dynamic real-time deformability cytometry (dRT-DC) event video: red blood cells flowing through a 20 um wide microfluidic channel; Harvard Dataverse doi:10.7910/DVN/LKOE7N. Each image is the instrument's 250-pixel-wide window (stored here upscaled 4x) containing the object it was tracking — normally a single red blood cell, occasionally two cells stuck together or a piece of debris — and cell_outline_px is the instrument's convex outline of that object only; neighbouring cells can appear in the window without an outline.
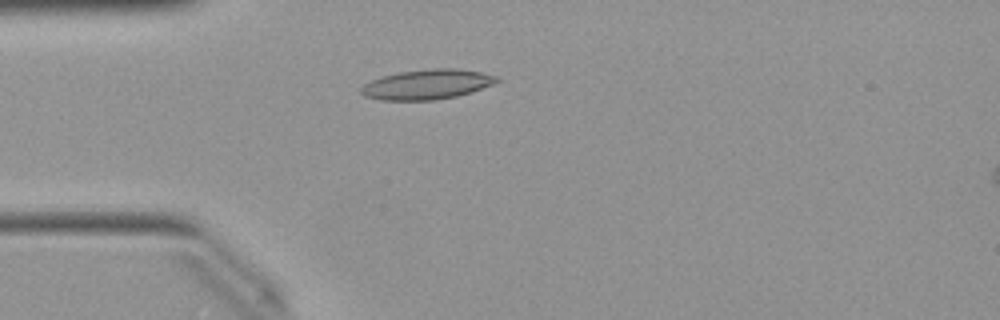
{"species": "Egyptian fruit bat (a non-hibernating species)", "species_latin": "Rousettus aegyptiacus", "temperature_condition": "warm", "stored_images_in_passage": 42, "camera_frame_rate_fps": 3000, "um_per_image_px": 0.085, "animal": {"sex": "female"}, "frame": {"image": 1, "passage_image": 5, "time_ms": 1.333, "image_size_px": [1000, 320], "cell_outline_px": [[500, 80], [492, 84], [456, 96], [432, 100], [380, 100], [364, 96], [360, 92], [360, 88], [364, 84], [372, 80], [384, 76], [400, 72], [432, 68], [452, 68], [480, 72], [496, 76]], "centroid_in_image_um": [36.25, 7.17], "position_along_channel_um": 48.8, "area_um2": 23.24}}
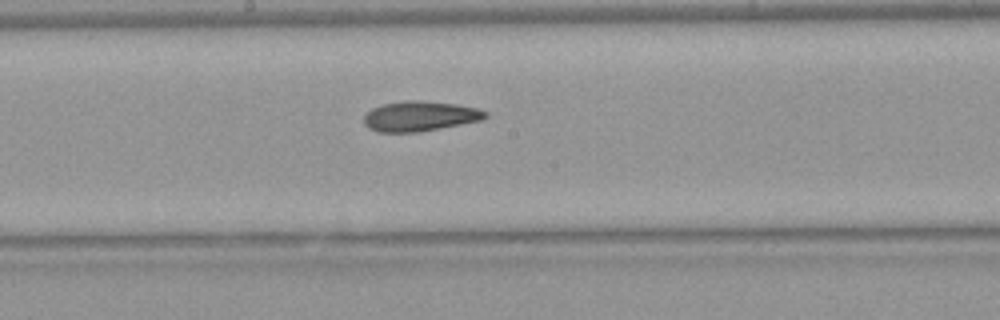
{"frame": {"image": 2, "passage_image": 18, "time_ms": 5.667, "image_size_px": [1000, 320], "cell_outline_px": [[488, 116], [480, 120], [440, 128], [416, 132], [376, 132], [368, 128], [364, 124], [364, 116], [372, 108], [384, 104], [408, 100], [420, 100], [456, 104], [476, 108], [488, 112]], "centroid_in_image_um": [35.67, 9.87], "position_along_channel_um": 212.5, "area_um2": 21.1}}
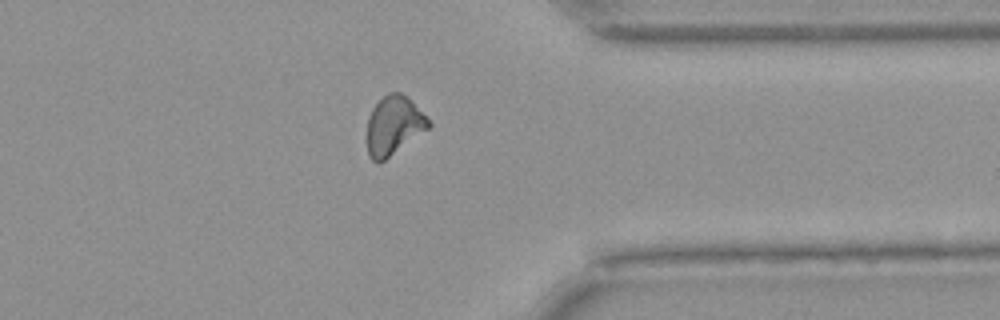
{"frame": {"image": 3, "passage_image": 31, "time_ms": 10.0, "image_size_px": [1000, 320], "cell_outline_px": [[432, 124], [428, 128], [380, 164], [376, 164], [368, 156], [368, 116], [372, 108], [388, 92], [400, 92], [408, 96]], "centroid_in_image_um": [33.45, 10.68], "position_along_channel_um": 377.9, "area_um2": 20.98}, "authors_computed_cell_mechanics": {"area_um2": 21.097, "velocity_mm_per_s": 4.0331, "shape_relaxation_time_tau1_ms": 6.6756, "shape_relaxation_time_tau2_ms": 4.6895, "deformation_change_tau1": 0.2017, "deformation_change_tau2": 0.1412}}